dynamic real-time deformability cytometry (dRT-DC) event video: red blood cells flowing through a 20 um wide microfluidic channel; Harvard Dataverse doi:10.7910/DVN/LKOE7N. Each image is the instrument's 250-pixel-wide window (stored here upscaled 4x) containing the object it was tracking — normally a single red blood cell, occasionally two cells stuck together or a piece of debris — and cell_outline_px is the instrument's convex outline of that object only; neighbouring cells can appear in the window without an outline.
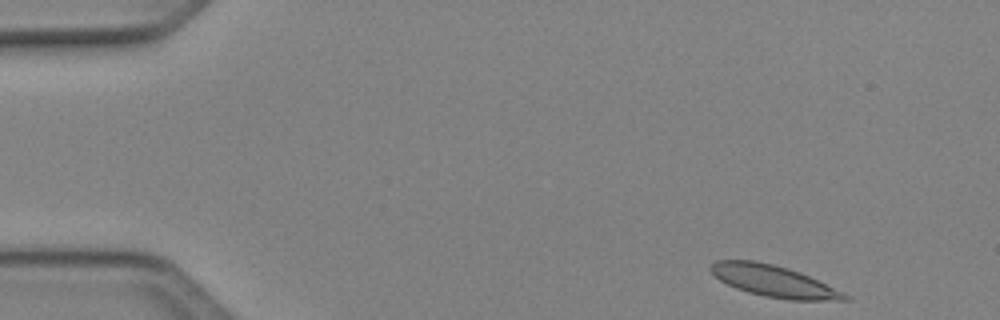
{"species": "Egyptian fruit bat (a non-hibernating species)", "species_latin": "Rousettus aegyptiacus", "temperature_condition": "cold", "stored_images_in_passage": 46, "camera_frame_rate_fps": 3000, "um_per_image_px": 0.085, "animal": {"sex": "female"}, "frame": {"image": 1, "passage_image": 1, "time_ms": 0.0, "image_size_px": [1000, 320], "cell_outline_px": [[848, 300], [788, 300], [764, 296], [748, 292], [736, 288], [720, 280], [708, 268], [716, 260], [756, 260], [788, 268], [800, 272], [844, 292], [848, 296]], "centroid_in_image_um": [65.76, 23.89], "position_along_channel_um": 19.2, "area_um2": 24.45}}
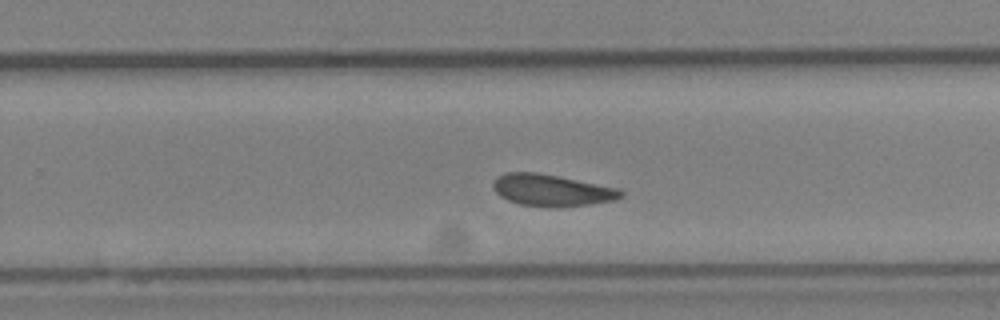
{"frame": {"image": 2, "passage_image": 28, "time_ms": 9.0, "image_size_px": [1000, 320], "cell_outline_px": [[624, 196], [616, 200], [588, 204], [520, 204], [508, 200], [500, 196], [492, 188], [492, 184], [496, 176], [504, 172], [536, 172], [620, 188], [624, 192]], "centroid_in_image_um": [46.88, 16.11], "position_along_channel_um": 282.9, "area_um2": 22.83}}
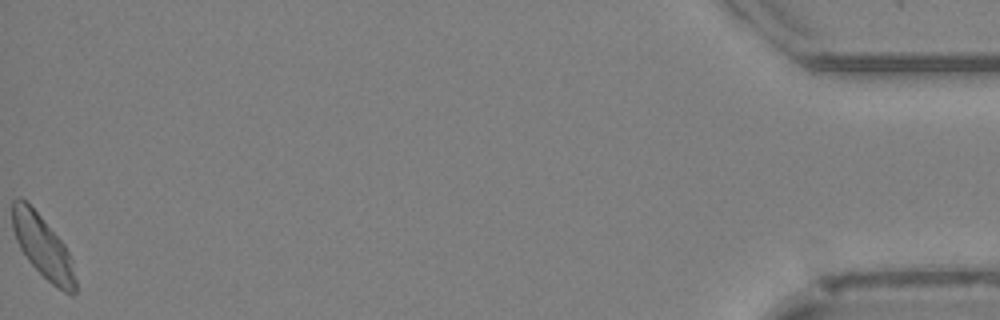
{"frame": {"image": 3, "passage_image": 46, "time_ms": 15.0, "image_size_px": [1000, 320], "cell_outline_px": [[76, 292], [72, 296], [64, 292], [52, 284], [28, 260], [20, 248], [16, 240], [12, 228], [12, 200], [20, 196], [40, 216], [64, 244], [72, 260], [76, 280]], "centroid_in_image_um": [3.64, 20.99], "position_along_channel_um": 431.6, "area_um2": 22.66}, "authors_computed_cell_mechanics": {"area_um2": 23.5246, "velocity_mm_per_s": 4.0698, "shape_relaxation_time_tau1_ms": 9.043, "shape_relaxation_time_tau2_ms": 4.7116, "deformation_change_tau1": 0.1412, "deformation_change_tau2": 0.0917}}